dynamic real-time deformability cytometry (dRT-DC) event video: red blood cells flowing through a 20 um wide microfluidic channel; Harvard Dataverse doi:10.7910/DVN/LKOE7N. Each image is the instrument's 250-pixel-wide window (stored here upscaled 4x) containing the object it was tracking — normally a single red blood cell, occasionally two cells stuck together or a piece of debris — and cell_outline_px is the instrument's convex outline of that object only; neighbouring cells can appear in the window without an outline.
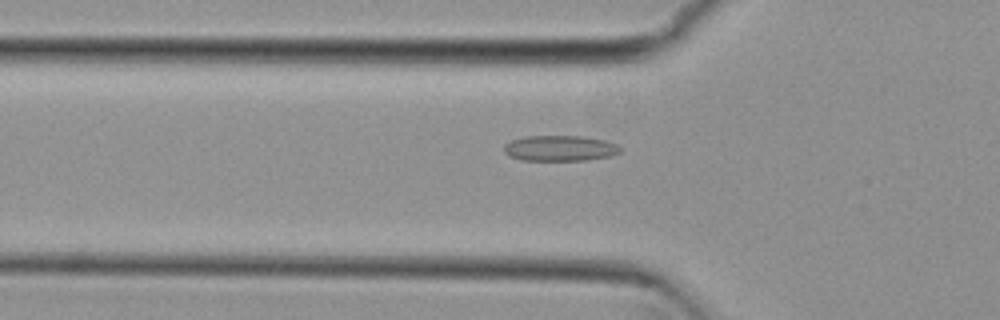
{"species": "common noctule bat (a hibernating species)", "species_latin": "Nyctalus noctula", "temperature_condition": "cold", "stored_images_in_passage": 55, "camera_frame_rate_fps": 3000, "um_per_image_px": 0.085, "animal": {"sex": "female", "body_mass_g": 29.2, "forearm_length_mm": 56.3}, "frame": {"image": 1, "passage_image": 19, "time_ms": 6.0, "image_size_px": [1000, 320], "cell_outline_px": [[624, 148], [620, 152], [612, 156], [588, 160], [520, 160], [508, 156], [504, 152], [504, 144], [512, 140], [524, 136], [580, 136], [604, 140], [616, 144]], "centroid_in_image_um": [47.6, 12.6], "position_along_channel_um": 78.2, "area_um2": 17.51}}
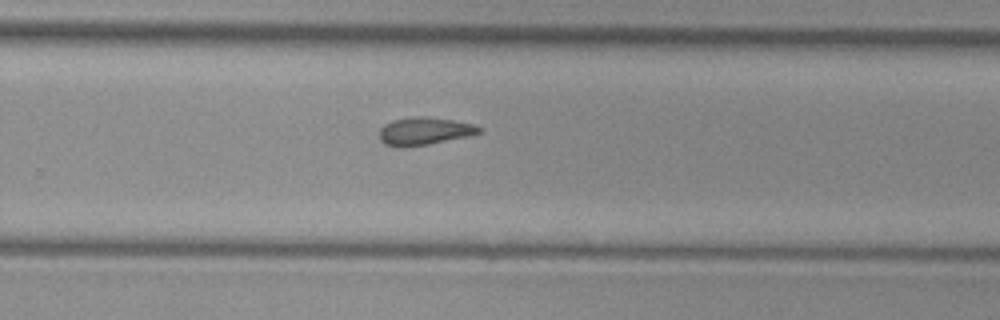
{"frame": {"image": 2, "passage_image": 36, "time_ms": 11.667, "image_size_px": [1000, 320], "cell_outline_px": [[484, 128], [480, 132], [468, 136], [428, 144], [404, 148], [396, 148], [384, 144], [380, 140], [380, 128], [384, 124], [392, 120], [412, 116], [424, 116], [452, 120], [472, 124]], "centroid_in_image_um": [36.02, 11.15], "position_along_channel_um": 293.8, "area_um2": 16.24}}
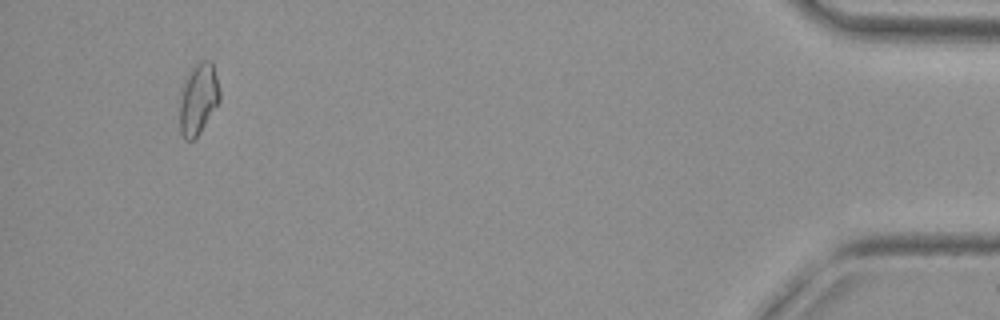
{"frame": {"image": 3, "passage_image": 52, "time_ms": 17.0, "image_size_px": [1000, 320], "cell_outline_px": [[220, 100], [200, 132], [192, 140], [184, 140], [180, 132], [180, 100], [184, 84], [192, 68], [200, 60], [212, 60], [220, 92]], "centroid_in_image_um": [16.86, 8.41], "position_along_channel_um": 418.3, "area_um2": 16.3}, "authors_computed_cell_mechanics": {"area_um2": 16.2996, "velocity_mm_per_s": 3.8007, "shape_relaxation_time_tau1_ms": null, "shape_relaxation_time_tau2_ms": 6.7416, "deformation_change_tau1": null, "deformation_change_tau2": 0.1344}}